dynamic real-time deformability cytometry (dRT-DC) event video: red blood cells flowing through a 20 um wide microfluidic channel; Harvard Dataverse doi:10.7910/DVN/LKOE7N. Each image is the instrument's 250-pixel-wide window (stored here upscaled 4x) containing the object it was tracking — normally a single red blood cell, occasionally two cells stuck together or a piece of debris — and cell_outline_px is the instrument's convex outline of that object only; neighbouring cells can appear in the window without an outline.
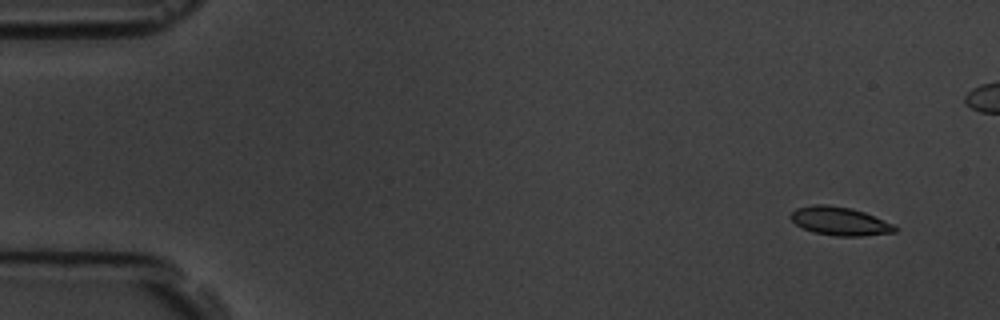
{"species": "common noctule bat (a hibernating species)", "species_latin": "Nyctalus noctula", "temperature_condition": "room temperature", "stored_images_in_passage": 6, "camera_frame_rate_fps": 3000, "um_per_image_px": 0.085, "animal": {"sex": "male", "body_mass_g": 19.5, "forearm_length_mm": 54.6}, "frame": {"image": 1, "passage_image": 1, "time_ms": 0.0, "image_size_px": [1000, 320], "cell_outline_px": [[896, 232], [860, 236], [836, 236], [812, 232], [796, 224], [788, 216], [796, 208], [812, 204], [824, 204], [852, 208], [864, 212], [892, 224], [896, 228]], "centroid_in_image_um": [71.33, 18.79], "position_along_channel_um": 13.7, "area_um2": 17.17}}